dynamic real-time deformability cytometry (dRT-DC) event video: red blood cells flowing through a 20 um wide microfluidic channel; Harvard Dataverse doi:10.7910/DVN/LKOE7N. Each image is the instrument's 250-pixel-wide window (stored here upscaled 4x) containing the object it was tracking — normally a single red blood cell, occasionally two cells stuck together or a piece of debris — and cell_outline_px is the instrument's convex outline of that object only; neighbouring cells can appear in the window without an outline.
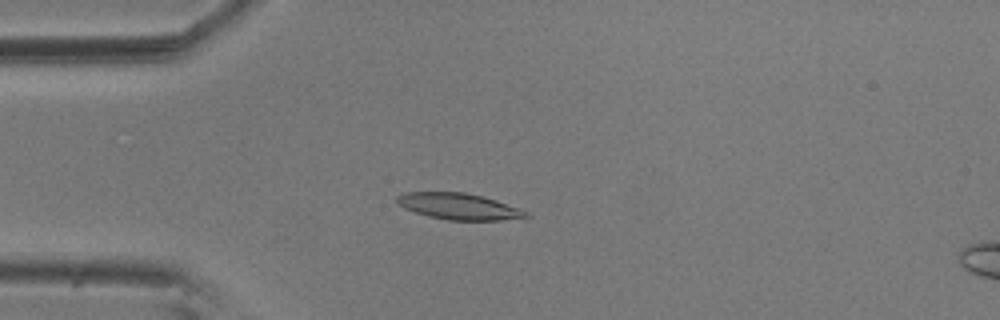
{"species": "common noctule bat (a hibernating species)", "species_latin": "Nyctalus noctula", "temperature_condition": "room temperature", "stored_images_in_passage": 57, "camera_frame_rate_fps": 3000, "um_per_image_px": 0.085, "animal": {"sex": "male", "body_mass_g": 20.5, "forearm_length_mm": 52.5}, "frame": {"image": 1, "passage_image": 15, "time_ms": 4.667, "image_size_px": [1000, 320], "cell_outline_px": [[532, 216], [500, 220], [448, 220], [428, 216], [404, 208], [396, 200], [396, 196], [404, 192], [464, 192], [484, 196], [520, 208], [528, 212]], "centroid_in_image_um": [39.02, 17.53], "position_along_channel_um": 46.0, "area_um2": 19.77}}
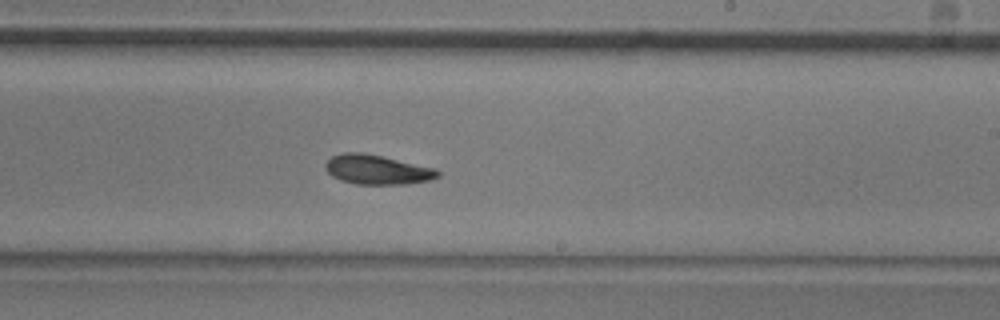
{"frame": {"image": 2, "passage_image": 34, "time_ms": 11.0, "image_size_px": [1000, 320], "cell_outline_px": [[440, 176], [432, 180], [404, 184], [356, 184], [340, 180], [332, 176], [324, 168], [324, 164], [332, 156], [344, 152], [360, 152], [380, 156], [436, 168], [440, 172]], "centroid_in_image_um": [32.06, 14.42], "position_along_channel_um": 256.9, "area_um2": 19.31}}
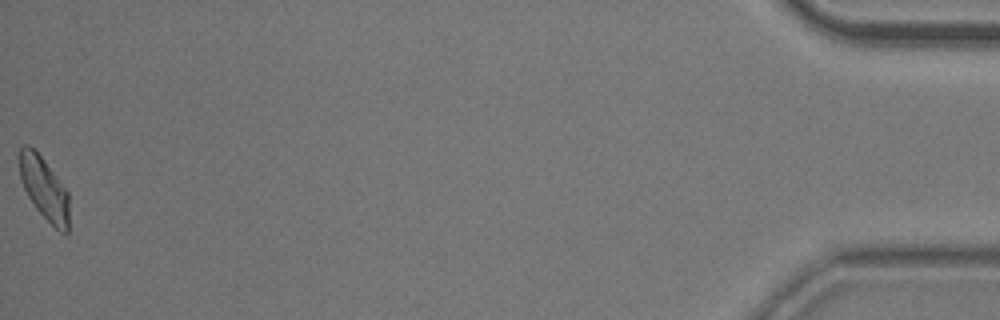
{"frame": {"image": 3, "passage_image": 57, "time_ms": 18.667, "image_size_px": [1000, 320], "cell_outline_px": [[68, 232], [60, 232], [36, 208], [28, 196], [20, 180], [20, 148], [24, 144], [28, 144], [44, 160], [68, 192]], "centroid_in_image_um": [3.75, 16.01], "position_along_channel_um": 431.5, "area_um2": 17.63}, "authors_computed_cell_mechanics": {"area_um2": 19.1896, "velocity_mm_per_s": 3.5731, "shape_relaxation_time_tau1_ms": 5.2274, "shape_relaxation_time_tau2_ms": 3.1524, "deformation_change_tau1": 0.1457, "deformation_change_tau2": 0.0928}}